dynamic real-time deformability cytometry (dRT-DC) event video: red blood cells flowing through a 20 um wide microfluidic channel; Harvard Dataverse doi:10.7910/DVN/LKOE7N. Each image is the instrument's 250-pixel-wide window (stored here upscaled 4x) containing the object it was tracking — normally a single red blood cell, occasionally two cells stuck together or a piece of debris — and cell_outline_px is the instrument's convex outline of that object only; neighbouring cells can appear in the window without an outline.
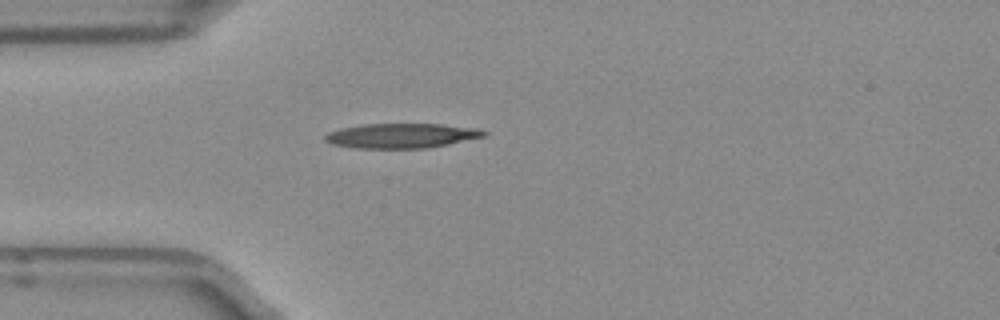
{"species": "Egyptian fruit bat (a non-hibernating species)", "species_latin": "Rousettus aegyptiacus", "temperature_condition": "room temperature", "stored_images_in_passage": 2, "camera_frame_rate_fps": 3000, "um_per_image_px": 0.085, "frame": {"image": 1, "passage_image": 2, "time_ms": 0.333, "image_size_px": [1000, 320], "cell_outline_px": [[488, 132], [484, 136], [448, 144], [424, 148], [352, 148], [332, 144], [324, 140], [324, 136], [328, 132], [340, 128], [364, 124], [440, 124], [468, 128]], "centroid_in_image_um": [34.01, 11.54], "position_along_channel_um": 51.0, "area_um2": 22.54}}